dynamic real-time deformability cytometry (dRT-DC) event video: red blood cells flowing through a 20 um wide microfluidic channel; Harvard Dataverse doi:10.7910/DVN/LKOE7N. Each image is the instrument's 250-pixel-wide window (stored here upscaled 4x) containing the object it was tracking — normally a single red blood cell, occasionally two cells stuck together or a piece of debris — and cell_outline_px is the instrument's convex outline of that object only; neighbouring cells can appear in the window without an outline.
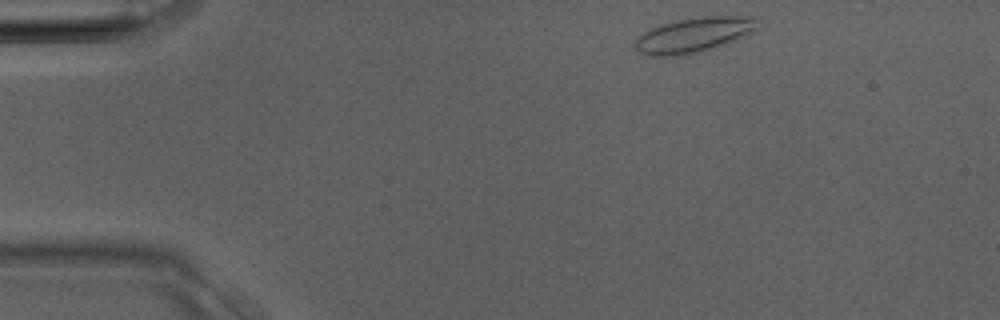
{"species": "Egyptian fruit bat (a non-hibernating species)", "species_latin": "Rousettus aegyptiacus", "temperature_condition": "room temperature", "stored_images_in_passage": 14, "camera_frame_rate_fps": 3000, "um_per_image_px": 0.085, "animal": {"sex": "male"}, "frame": {"image": 1, "passage_image": 1, "time_ms": 0.0, "image_size_px": [1000, 320], "cell_outline_px": [[760, 16], [756, 28], [752, 32], [728, 44], [716, 48], [688, 56], [652, 56], [640, 52], [636, 48], [636, 40], [644, 32], [660, 24], [680, 20], [704, 16]], "centroid_in_image_um": [59.05, 2.98], "position_along_channel_um": 26.0, "area_um2": 25.2}}